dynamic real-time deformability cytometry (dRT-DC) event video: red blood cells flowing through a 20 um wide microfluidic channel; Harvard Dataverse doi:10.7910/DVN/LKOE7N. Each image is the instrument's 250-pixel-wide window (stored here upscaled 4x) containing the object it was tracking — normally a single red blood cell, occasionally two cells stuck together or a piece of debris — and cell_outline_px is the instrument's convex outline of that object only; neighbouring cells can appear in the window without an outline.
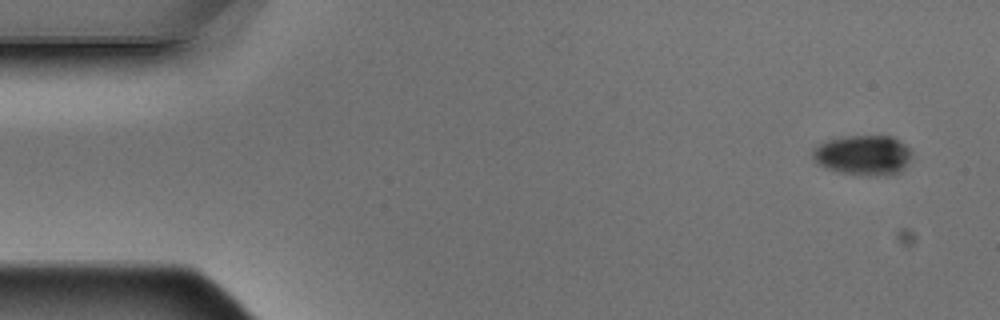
{"species": "Egyptian fruit bat (a non-hibernating species)", "species_latin": "Rousettus aegyptiacus", "temperature_condition": "warm", "stored_images_in_passage": 8, "camera_frame_rate_fps": 3000, "um_per_image_px": 0.085, "animal": {"sex": "male"}, "frame": {"image": 1, "passage_image": 1, "time_ms": 0.0, "image_size_px": [1000, 320], "cell_outline_px": [[912, 156], [908, 164], [900, 172], [876, 176], [868, 176], [840, 172], [828, 168], [820, 164], [812, 156], [812, 148], [816, 144], [828, 140], [844, 136], [892, 136], [900, 140], [912, 148]], "centroid_in_image_um": [73.41, 13.17], "position_along_channel_um": 11.6, "area_um2": 23.35}}
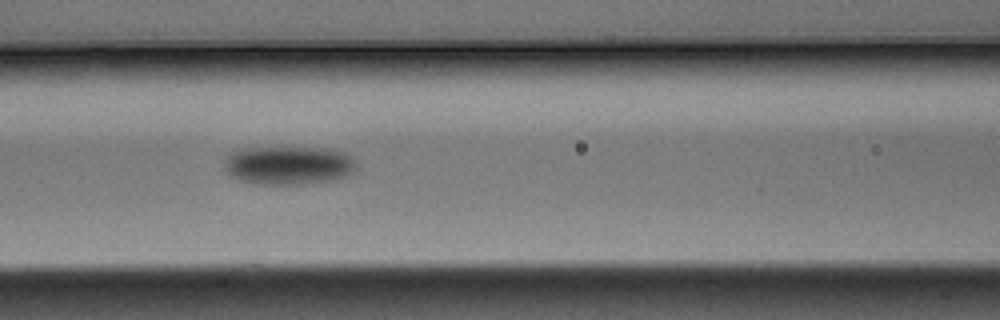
{"frame": {"image": 2, "passage_image": 7, "time_ms": 2.0, "image_size_px": [1000, 320], "cell_outline_px": [[356, 168], [348, 176], [332, 180], [304, 184], [256, 184], [240, 180], [228, 176], [224, 168], [224, 160], [228, 152], [244, 148], [324, 148], [344, 152], [352, 156], [356, 160]], "centroid_in_image_um": [24.5, 14.05], "position_along_channel_um": 142.1, "area_um2": 30.06}}
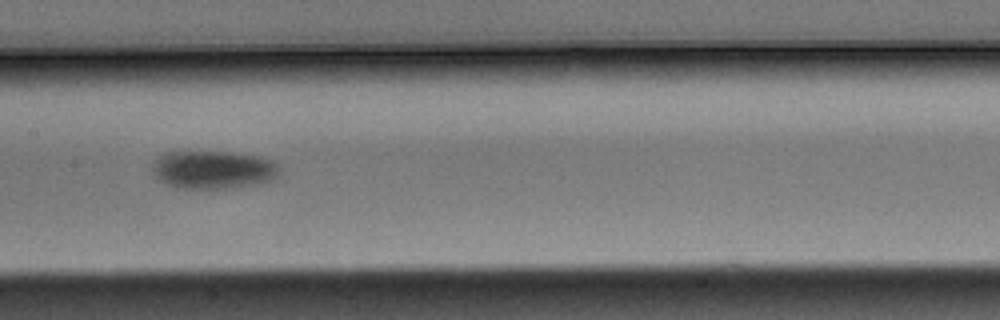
{"frame": {"image": 3, "passage_image": 8, "time_ms": 2.333, "image_size_px": [1000, 320], "cell_outline_px": [[280, 176], [272, 180], [256, 184], [228, 188], [176, 188], [160, 180], [152, 172], [152, 168], [156, 160], [164, 152], [188, 148], [232, 152], [260, 156], [276, 164], [280, 168]], "centroid_in_image_um": [18.1, 14.37], "position_along_channel_um": 189.3, "area_um2": 29.13}}